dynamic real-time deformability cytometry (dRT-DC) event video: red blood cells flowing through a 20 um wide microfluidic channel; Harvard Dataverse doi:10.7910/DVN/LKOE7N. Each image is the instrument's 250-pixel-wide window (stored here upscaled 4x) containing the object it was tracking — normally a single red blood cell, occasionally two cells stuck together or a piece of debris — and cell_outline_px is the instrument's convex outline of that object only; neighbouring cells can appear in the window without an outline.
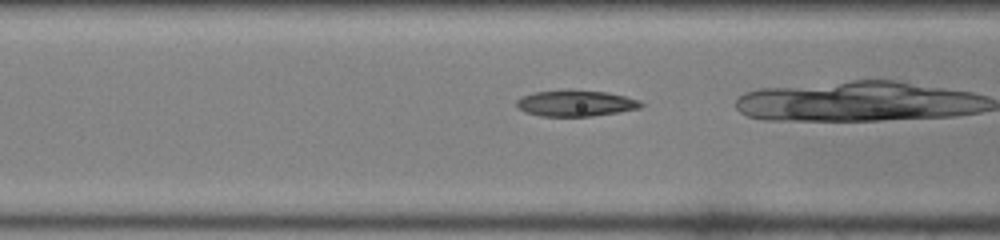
{"species": "common noctule bat (a hibernating species)", "species_latin": "Nyctalus noctula", "temperature_condition": "room temperature", "stored_images_in_passage": 15, "camera_frame_rate_fps": 3000, "um_per_image_px": 0.085, "animal": {"sex": "female", "body_mass_g": 22.0, "forearm_length_mm": 56.7}, "frame": {"image": 1, "passage_image": 14, "time_ms": 4.333, "image_size_px": [1000, 240], "cell_outline_px": [[644, 104], [640, 108], [620, 112], [592, 116], [540, 116], [524, 112], [516, 104], [516, 100], [520, 96], [532, 92], [568, 88], [608, 92], [640, 100]], "centroid_in_image_um": [48.91, 8.75], "position_along_channel_um": 117.7, "area_um2": 19.48}}